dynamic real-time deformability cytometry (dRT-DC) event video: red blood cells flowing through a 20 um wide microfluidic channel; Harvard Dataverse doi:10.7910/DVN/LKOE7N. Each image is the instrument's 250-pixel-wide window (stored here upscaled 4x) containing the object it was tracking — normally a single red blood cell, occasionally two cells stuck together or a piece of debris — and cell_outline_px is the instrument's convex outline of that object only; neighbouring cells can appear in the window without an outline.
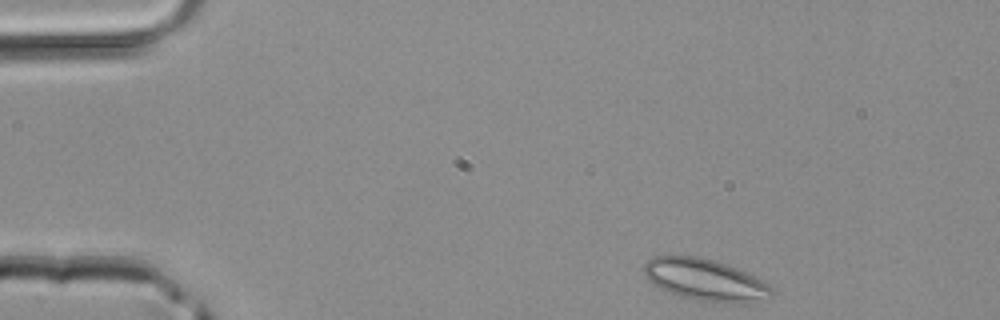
{"species": "common noctule bat (a hibernating species)", "species_latin": "Nyctalus noctula", "temperature_condition": "room temperature", "stored_images_in_passage": 39, "camera_frame_rate_fps": 3000, "um_per_image_px": 0.085, "animal": {"sex": "male", "body_mass_g": 20.4}, "frame": {"image": 1, "passage_image": 1, "time_ms": 0.0, "image_size_px": [1000, 320], "cell_outline_px": [[776, 292], [772, 296], [744, 304], [728, 304], [700, 300], [680, 296], [660, 288], [652, 284], [644, 276], [644, 264], [652, 256], [696, 256], [728, 264], [768, 284]], "centroid_in_image_um": [59.93, 23.8], "position_along_channel_um": 25.1, "area_um2": 31.04}}
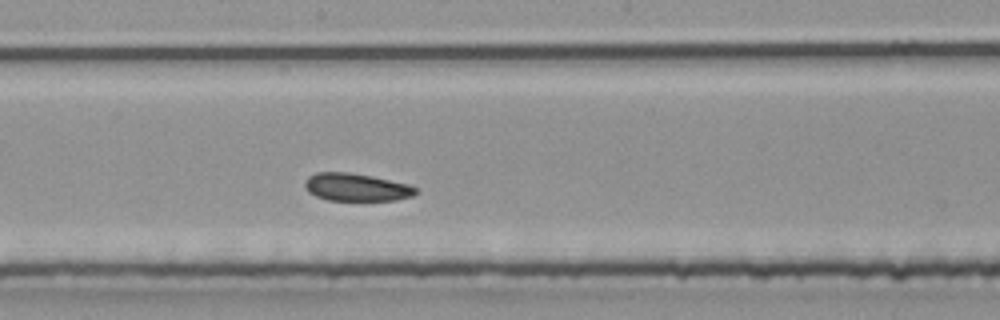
{"frame": {"image": 2, "passage_image": 19, "time_ms": 6.0, "image_size_px": [1000, 320], "cell_outline_px": [[420, 188], [412, 196], [396, 200], [328, 200], [316, 196], [308, 192], [304, 184], [304, 180], [308, 176], [316, 172], [348, 172], [372, 176], [408, 184]], "centroid_in_image_um": [30.28, 15.91], "position_along_channel_um": 217.9, "area_um2": 17.98}}
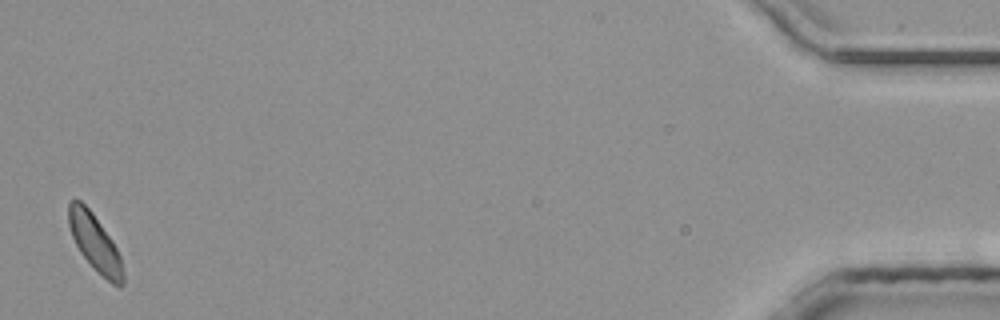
{"frame": {"image": 3, "passage_image": 39, "time_ms": 12.667, "image_size_px": [1000, 320], "cell_outline_px": [[124, 284], [120, 288], [112, 284], [96, 272], [80, 252], [72, 236], [68, 224], [68, 200], [80, 200], [92, 212], [112, 240], [120, 256], [124, 276]], "centroid_in_image_um": [8.07, 20.67], "position_along_channel_um": 427.1, "area_um2": 18.09}}